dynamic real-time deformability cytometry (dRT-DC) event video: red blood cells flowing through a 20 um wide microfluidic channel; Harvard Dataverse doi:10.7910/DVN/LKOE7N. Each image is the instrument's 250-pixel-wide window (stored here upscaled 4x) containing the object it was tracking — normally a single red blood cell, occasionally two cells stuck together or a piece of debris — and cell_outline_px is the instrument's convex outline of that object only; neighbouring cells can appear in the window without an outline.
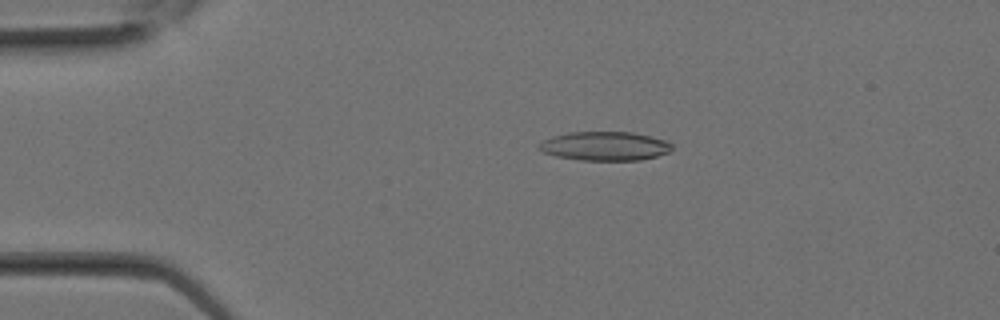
{"species": "Egyptian fruit bat (a non-hibernating species)", "species_latin": "Rousettus aegyptiacus", "temperature_condition": "room temperature", "stored_images_in_passage": 14, "camera_frame_rate_fps": 3000, "um_per_image_px": 0.085, "animal": {"sex": "female"}, "frame": {"image": 1, "passage_image": 6, "time_ms": 1.667, "image_size_px": [1000, 320], "cell_outline_px": [[672, 148], [668, 152], [656, 156], [640, 160], [580, 160], [556, 156], [544, 152], [536, 148], [536, 144], [552, 136], [568, 132], [632, 132], [664, 140], [672, 144]], "centroid_in_image_um": [51.35, 12.41], "position_along_channel_um": 33.6, "area_um2": 22.37}}
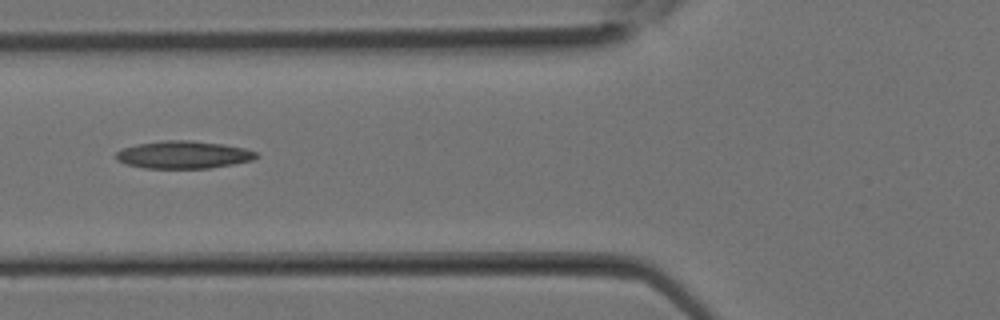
{"frame": {"image": 2, "passage_image": 11, "time_ms": 3.333, "image_size_px": [1000, 320], "cell_outline_px": [[260, 156], [252, 160], [232, 164], [208, 168], [144, 168], [124, 164], [116, 160], [116, 152], [124, 148], [136, 144], [160, 140], [188, 140], [224, 144], [244, 148], [256, 152]], "centroid_in_image_um": [15.57, 13.15], "position_along_channel_um": 110.2, "area_um2": 22.6}}
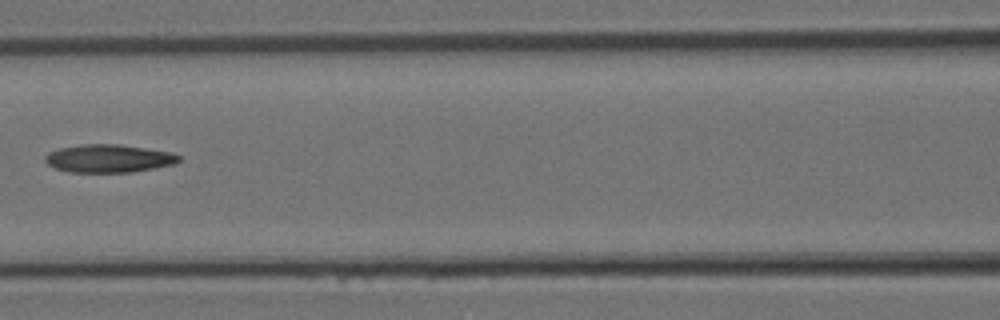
{"frame": {"image": 3, "passage_image": 13, "time_ms": 4.0, "image_size_px": [1000, 320], "cell_outline_px": [[180, 160], [176, 164], [132, 172], [68, 172], [56, 168], [48, 164], [44, 160], [44, 156], [48, 152], [60, 148], [84, 144], [120, 144], [172, 152], [180, 156]], "centroid_in_image_um": [9.25, 13.47], "position_along_channel_um": 157.3, "area_um2": 21.91}}